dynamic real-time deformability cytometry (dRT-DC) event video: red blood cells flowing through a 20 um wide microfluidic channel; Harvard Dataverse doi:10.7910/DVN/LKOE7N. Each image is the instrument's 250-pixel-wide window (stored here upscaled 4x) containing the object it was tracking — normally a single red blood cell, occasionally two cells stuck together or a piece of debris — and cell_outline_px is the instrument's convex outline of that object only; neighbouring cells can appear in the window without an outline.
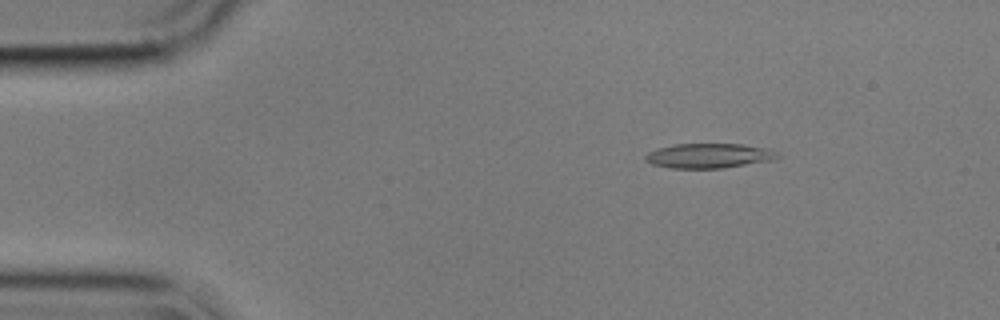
{"species": "common noctule bat (a hibernating species)", "species_latin": "Nyctalus noctula", "temperature_condition": "cold", "stored_images_in_passage": 55, "camera_frame_rate_fps": 3000, "um_per_image_px": 0.085, "animal": {"sex": "male", "body_mass_g": 17.9}, "frame": {"image": 1, "passage_image": 8, "time_ms": 2.333, "image_size_px": [1000, 320], "cell_outline_px": [[780, 156], [776, 160], [724, 168], [672, 168], [652, 164], [644, 160], [644, 156], [648, 152], [660, 148], [676, 144], [744, 144], [768, 148], [780, 152]], "centroid_in_image_um": [60.34, 13.24], "position_along_channel_um": 24.7, "area_um2": 19.25}}
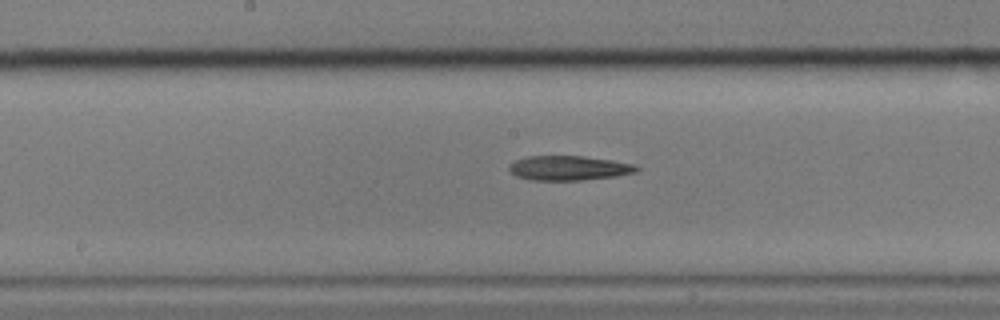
{"frame": {"image": 2, "passage_image": 28, "time_ms": 9.0, "image_size_px": [1000, 320], "cell_outline_px": [[640, 168], [636, 172], [616, 176], [584, 180], [528, 180], [516, 176], [508, 172], [508, 164], [516, 160], [528, 156], [584, 156], [612, 160], [632, 164]], "centroid_in_image_um": [48.29, 14.29], "position_along_channel_um": 199.9, "area_um2": 18.38}}
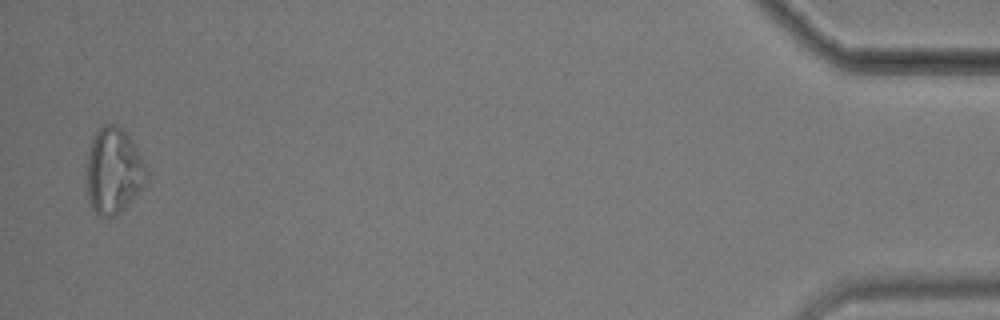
{"frame": {"image": 3, "passage_image": 54, "time_ms": 17.667, "image_size_px": [1000, 320], "cell_outline_px": [[148, 180], [124, 208], [116, 216], [100, 216], [92, 208], [88, 196], [88, 152], [92, 136], [96, 128], [104, 124], [116, 124], [128, 136], [140, 156], [148, 172]], "centroid_in_image_um": [9.64, 14.5], "position_along_channel_um": 425.6, "area_um2": 29.54}}